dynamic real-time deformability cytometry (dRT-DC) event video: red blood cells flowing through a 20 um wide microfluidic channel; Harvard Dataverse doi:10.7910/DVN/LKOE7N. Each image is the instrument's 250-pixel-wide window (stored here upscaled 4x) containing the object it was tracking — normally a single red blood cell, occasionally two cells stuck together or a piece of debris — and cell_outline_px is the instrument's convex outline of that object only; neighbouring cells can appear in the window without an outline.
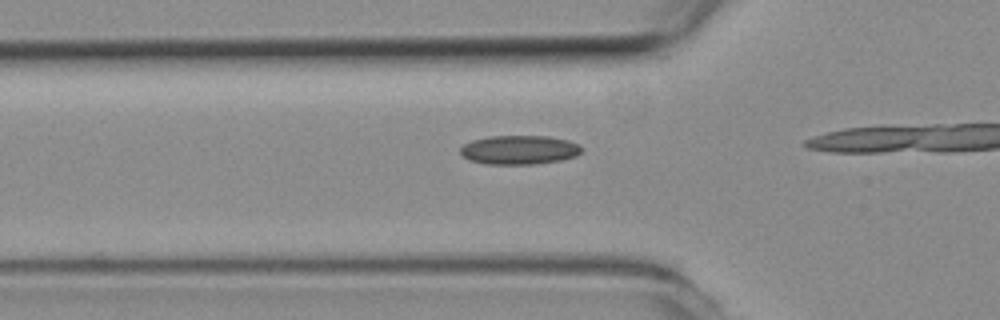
{"species": "common noctule bat (a hibernating species)", "species_latin": "Nyctalus noctula", "temperature_condition": "room temperature", "stored_images_in_passage": 13, "camera_frame_rate_fps": 3000, "um_per_image_px": 0.085, "animal": {"sex": "female", "body_mass_g": 19.3, "forearm_length_mm": 54.1}, "frame": {"image": 1, "passage_image": 6, "time_ms": 1.667, "image_size_px": [1000, 320], "cell_outline_px": [[584, 148], [576, 156], [560, 160], [536, 164], [488, 164], [468, 160], [460, 152], [460, 148], [464, 144], [472, 140], [492, 136], [548, 136], [568, 140], [580, 144]], "centroid_in_image_um": [44.16, 12.74], "position_along_channel_um": 81.6, "area_um2": 20.58}}